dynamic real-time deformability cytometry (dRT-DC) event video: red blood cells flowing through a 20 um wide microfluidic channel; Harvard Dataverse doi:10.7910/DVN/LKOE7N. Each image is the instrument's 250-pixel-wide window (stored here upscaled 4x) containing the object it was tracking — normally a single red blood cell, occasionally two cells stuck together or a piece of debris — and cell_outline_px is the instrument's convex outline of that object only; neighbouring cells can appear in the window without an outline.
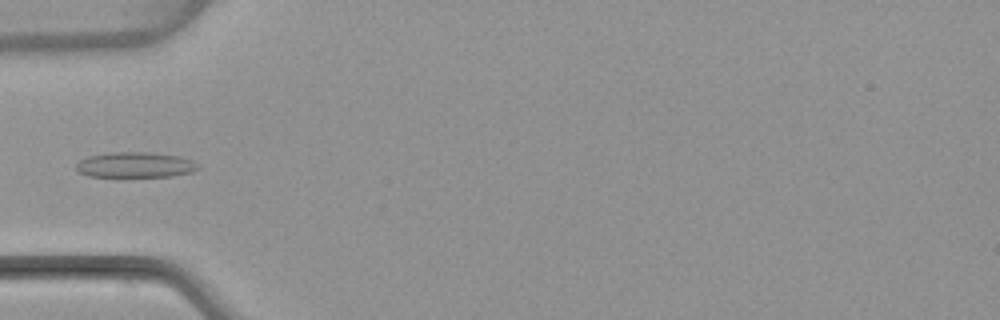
{"species": "common noctule bat (a hibernating species)", "species_latin": "Nyctalus noctula", "temperature_condition": "warm", "stored_images_in_passage": 5, "camera_frame_rate_fps": 3000, "um_per_image_px": 0.085, "animal": {"sex": "female", "body_mass_g": 22.7, "forearm_length_mm": 54.2}, "frame": {"image": 1, "passage_image": 4, "time_ms": 4.667, "image_size_px": [1000, 320], "cell_outline_px": [[200, 168], [192, 172], [172, 176], [116, 180], [88, 176], [80, 172], [76, 168], [76, 164], [80, 160], [88, 156], [112, 152], [148, 152], [180, 156], [192, 160], [200, 164]], "centroid_in_image_um": [11.49, 14.07], "position_along_channel_um": 73.5, "area_um2": 19.25}}
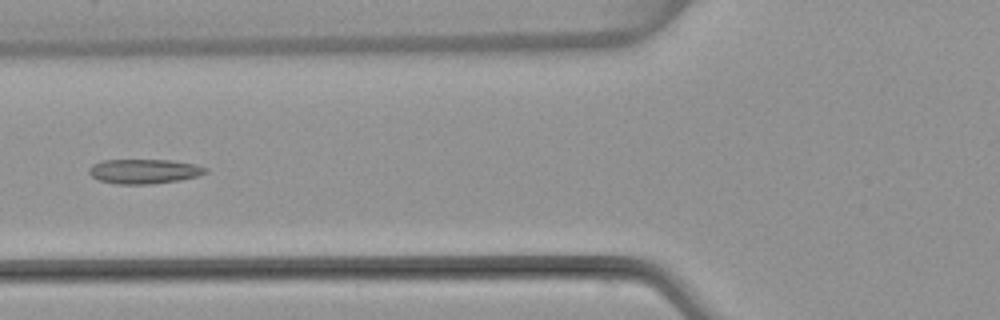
{"frame": {"image": 2, "passage_image": 5, "time_ms": 5.667, "image_size_px": [1000, 320], "cell_outline_px": [[208, 172], [196, 176], [180, 180], [152, 184], [116, 184], [100, 180], [92, 176], [88, 172], [88, 168], [92, 164], [100, 160], [172, 160], [196, 164], [208, 168]], "centroid_in_image_um": [12.25, 14.55], "position_along_channel_um": 113.6, "area_um2": 16.82}}